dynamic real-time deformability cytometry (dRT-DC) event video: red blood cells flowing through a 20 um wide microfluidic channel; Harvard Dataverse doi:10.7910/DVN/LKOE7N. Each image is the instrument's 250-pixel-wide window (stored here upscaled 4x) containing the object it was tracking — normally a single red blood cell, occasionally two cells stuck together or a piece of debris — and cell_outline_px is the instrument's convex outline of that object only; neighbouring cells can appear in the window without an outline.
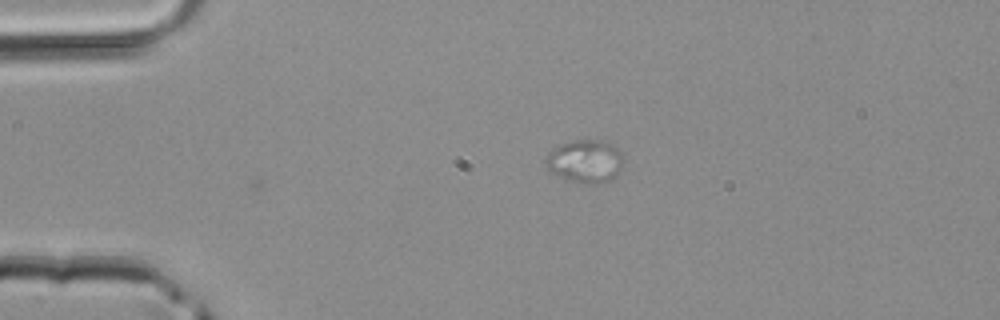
{"species": "common noctule bat (a hibernating species)", "species_latin": "Nyctalus noctula", "temperature_condition": "room temperature", "stored_images_in_passage": 2, "camera_frame_rate_fps": 3000, "um_per_image_px": 0.085, "animal": {"sex": "male", "body_mass_g": 20.4}, "frame": {"image": 1, "passage_image": 1, "time_ms": 0.0, "image_size_px": [1000, 320], "cell_outline_px": [[624, 160], [620, 168], [608, 180], [596, 184], [588, 184], [568, 180], [552, 172], [548, 168], [548, 152], [552, 148], [560, 144], [576, 140], [604, 140], [612, 144], [624, 152]], "centroid_in_image_um": [49.78, 13.67], "position_along_channel_um": 35.2, "area_um2": 19.25}}